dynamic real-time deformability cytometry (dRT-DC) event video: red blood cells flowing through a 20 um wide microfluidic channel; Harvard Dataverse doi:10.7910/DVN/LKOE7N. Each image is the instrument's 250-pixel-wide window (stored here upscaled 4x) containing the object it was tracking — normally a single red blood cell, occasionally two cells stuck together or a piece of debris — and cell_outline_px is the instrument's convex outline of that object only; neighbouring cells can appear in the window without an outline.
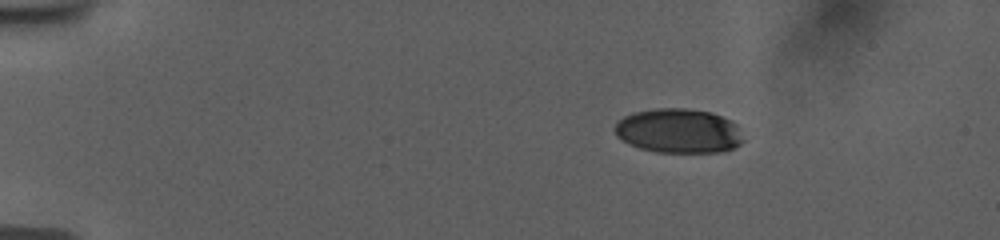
{"species": "human", "species_latin": "Homo sapiens", "temperature_condition": "room temperature", "stored_images_in_passage": 47, "camera_frame_rate_fps": 3000, "um_per_image_px": 0.085, "donor": {"sex": "female"}, "frame": {"image": 1, "passage_image": 1, "time_ms": 0.0, "image_size_px": [1000, 240], "cell_outline_px": [[744, 140], [740, 144], [732, 148], [720, 152], [656, 152], [640, 148], [616, 136], [612, 128], [624, 116], [632, 112], [656, 108], [688, 108], [712, 112], [732, 120], [736, 124]], "centroid_in_image_um": [57.68, 11.11], "position_along_channel_um": 27.3, "area_um2": 33.41}}
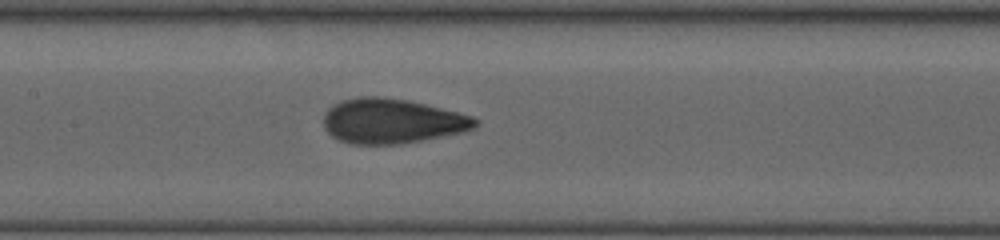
{"frame": {"image": 2, "passage_image": 20, "time_ms": 6.333, "image_size_px": [1000, 240], "cell_outline_px": [[480, 120], [472, 128], [460, 132], [400, 144], [348, 144], [336, 140], [324, 128], [324, 112], [332, 104], [344, 100], [360, 96], [380, 96], [408, 100], [472, 116]], "centroid_in_image_um": [33.23, 10.29], "position_along_channel_um": 174.2, "area_um2": 39.42}}
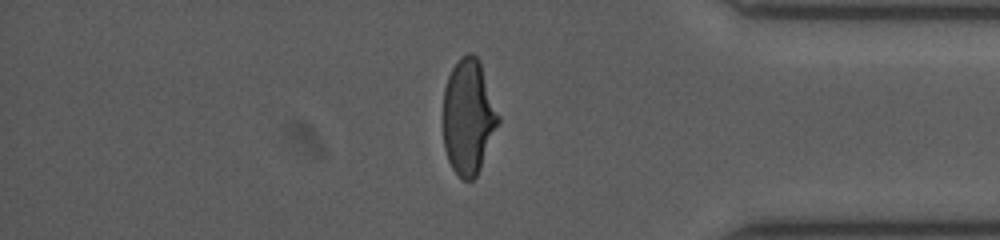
{"frame": {"image": 3, "passage_image": 39, "time_ms": 12.667, "image_size_px": [1000, 240], "cell_outline_px": [[500, 120], [480, 168], [476, 176], [472, 180], [464, 180], [452, 168], [448, 160], [444, 148], [444, 88], [448, 76], [452, 68], [460, 56], [468, 52], [472, 52], [480, 60], [500, 116]], "centroid_in_image_um": [39.82, 9.89], "position_along_channel_um": 395.4, "area_um2": 36.99}, "authors_computed_cell_mechanics": {"area_um2": 37.7434, "velocity_mm_per_s": 3.7885, "shape_relaxation_time_tau1_ms": 5.5684, "shape_relaxation_time_tau2_ms": 0.6945, "deformation_change_tau1": 0.1994, "deformation_change_tau2": 0.0669}}